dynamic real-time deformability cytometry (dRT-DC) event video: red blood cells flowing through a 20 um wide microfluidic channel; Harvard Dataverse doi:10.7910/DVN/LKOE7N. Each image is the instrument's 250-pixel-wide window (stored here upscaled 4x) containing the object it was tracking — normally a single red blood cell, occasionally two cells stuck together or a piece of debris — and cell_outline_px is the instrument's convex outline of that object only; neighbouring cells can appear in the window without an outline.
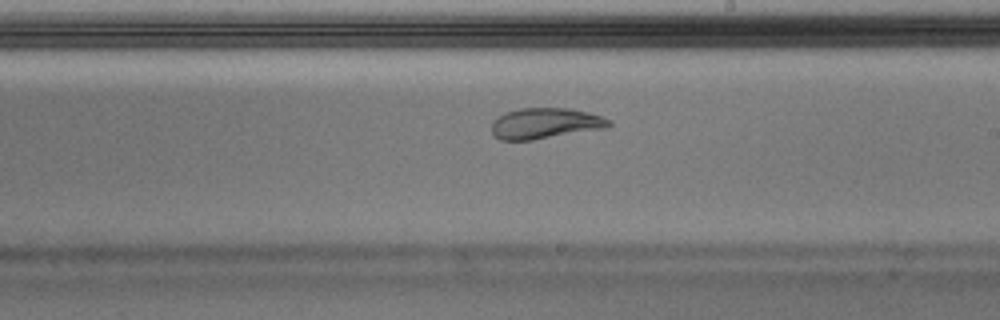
{"species": "Egyptian fruit bat (a non-hibernating species)", "species_latin": "Rousettus aegyptiacus", "temperature_condition": "warm", "stored_images_in_passage": 50, "camera_frame_rate_fps": 3000, "um_per_image_px": 0.085, "animal": {"sex": "male"}, "frame": {"image": 1, "passage_image": 29, "time_ms": 9.333, "image_size_px": [1000, 320], "cell_outline_px": [[612, 124], [608, 128], [532, 140], [500, 140], [492, 132], [492, 120], [496, 116], [504, 112], [520, 108], [568, 108], [588, 112], [612, 120]], "centroid_in_image_um": [46.34, 10.48], "position_along_channel_um": 242.7, "area_um2": 21.27}}
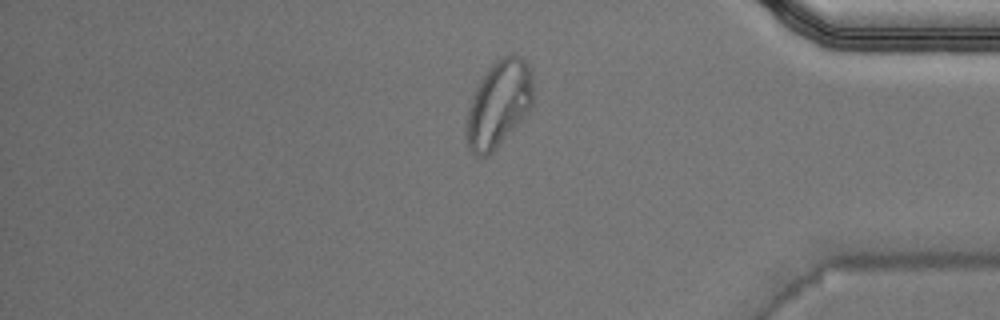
{"frame": {"image": 2, "passage_image": 42, "time_ms": 13.667, "image_size_px": [1000, 320], "cell_outline_px": [[532, 104], [528, 112], [496, 148], [488, 156], [476, 156], [468, 148], [464, 136], [464, 116], [476, 88], [480, 80], [488, 68], [496, 60], [508, 52], [520, 56], [528, 64], [532, 72]], "centroid_in_image_um": [42.34, 8.83], "position_along_channel_um": 392.9, "area_um2": 34.16}}
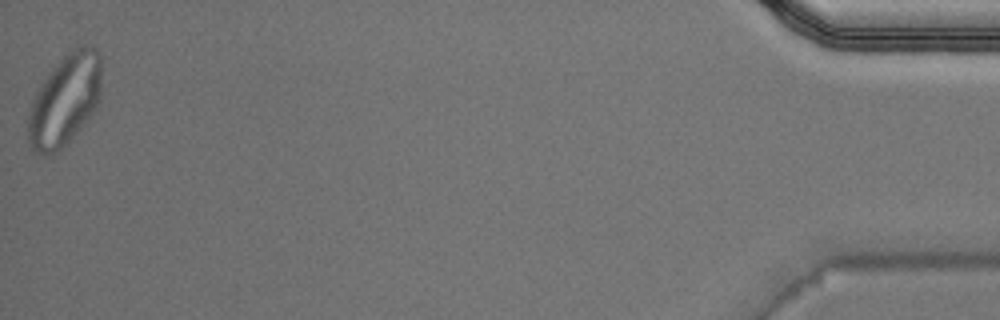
{"frame": {"image": 3, "passage_image": 50, "time_ms": 16.333, "image_size_px": [1000, 320], "cell_outline_px": [[100, 92], [96, 104], [92, 112], [84, 124], [56, 152], [48, 156], [44, 156], [32, 152], [28, 144], [28, 116], [32, 100], [48, 76], [60, 60], [68, 52], [84, 44], [88, 44], [96, 48], [100, 52]], "centroid_in_image_um": [5.49, 8.54], "position_along_channel_um": 429.7, "area_um2": 38.38}, "authors_computed_cell_mechanics": {"area_um2": 22.253, "velocity_mm_per_s": 3.9987, "shape_relaxation_time_tau1_ms": null, "shape_relaxation_time_tau2_ms": 0.8542, "deformation_change_tau1": null, "deformation_change_tau2": 0.0572}}